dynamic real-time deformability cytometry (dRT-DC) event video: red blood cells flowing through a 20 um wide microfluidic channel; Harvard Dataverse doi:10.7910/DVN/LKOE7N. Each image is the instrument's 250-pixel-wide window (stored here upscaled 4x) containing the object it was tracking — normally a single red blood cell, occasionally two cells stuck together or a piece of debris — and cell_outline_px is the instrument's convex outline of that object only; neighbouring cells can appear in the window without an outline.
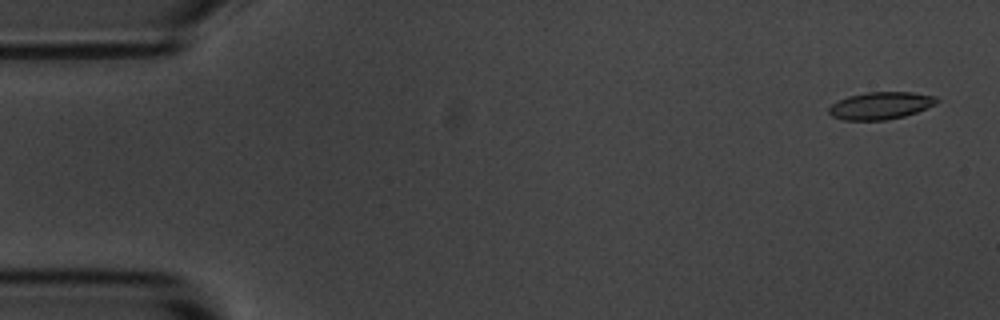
{"species": "common noctule bat (a hibernating species)", "species_latin": "Nyctalus noctula", "temperature_condition": "room temperature", "stored_images_in_passage": 54, "camera_frame_rate_fps": 3000, "um_per_image_px": 0.085, "animal": {"sex": "male", "body_mass_g": 20.1, "forearm_length_mm": 53.5}, "frame": {"image": 1, "passage_image": 2, "time_ms": 0.333, "image_size_px": [1000, 320], "cell_outline_px": [[940, 100], [936, 104], [916, 112], [904, 116], [884, 120], [844, 120], [832, 116], [828, 112], [828, 108], [832, 104], [848, 96], [868, 92], [912, 92], [936, 96]], "centroid_in_image_um": [74.87, 8.97], "position_along_channel_um": 10.1, "area_um2": 17.11}}
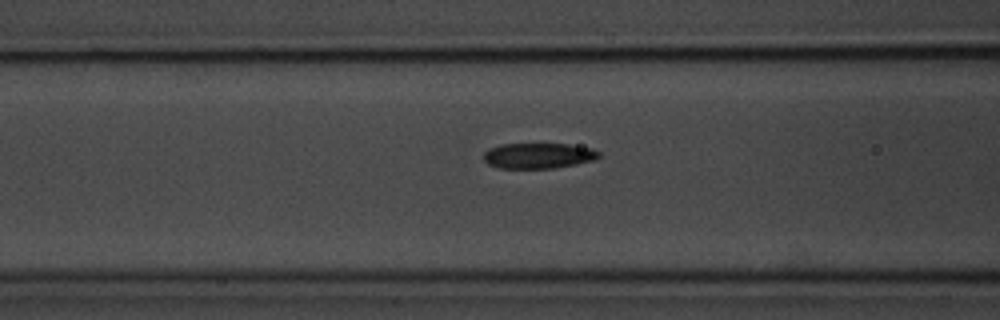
{"frame": {"image": 2, "passage_image": 21, "time_ms": 6.667, "image_size_px": [1000, 320], "cell_outline_px": [[600, 156], [596, 160], [576, 164], [552, 168], [500, 168], [488, 164], [484, 160], [484, 152], [488, 148], [500, 144], [568, 144], [592, 148], [600, 152]], "centroid_in_image_um": [45.77, 13.23], "position_along_channel_um": 120.8, "area_um2": 17.22}}
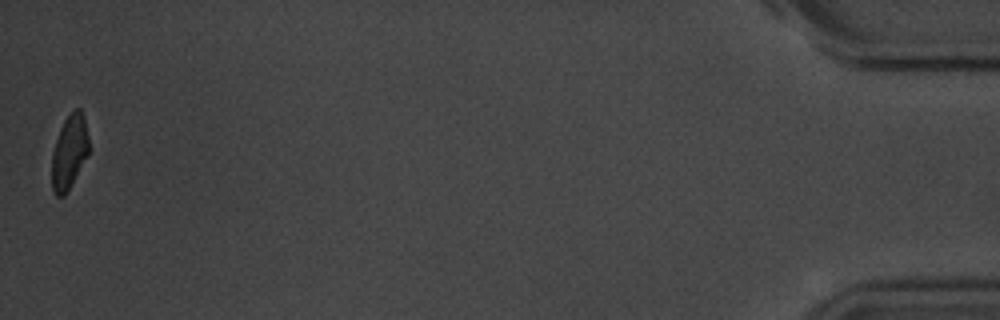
{"frame": {"image": 3, "passage_image": 54, "time_ms": 17.667, "image_size_px": [1000, 320], "cell_outline_px": [[88, 156], [64, 196], [56, 196], [52, 192], [52, 152], [60, 128], [64, 120], [76, 108], [80, 108], [84, 116], [88, 136]], "centroid_in_image_um": [5.89, 12.93], "position_along_channel_um": 429.3, "area_um2": 15.9}, "authors_computed_cell_mechanics": {"area_um2": 17.5423, "velocity_mm_per_s": 3.6695, "shape_relaxation_time_tau1_ms": 4.9349, "shape_relaxation_time_tau2_ms": 3.4127, "deformation_change_tau1": 0.1389, "deformation_change_tau2": 0.1014}}